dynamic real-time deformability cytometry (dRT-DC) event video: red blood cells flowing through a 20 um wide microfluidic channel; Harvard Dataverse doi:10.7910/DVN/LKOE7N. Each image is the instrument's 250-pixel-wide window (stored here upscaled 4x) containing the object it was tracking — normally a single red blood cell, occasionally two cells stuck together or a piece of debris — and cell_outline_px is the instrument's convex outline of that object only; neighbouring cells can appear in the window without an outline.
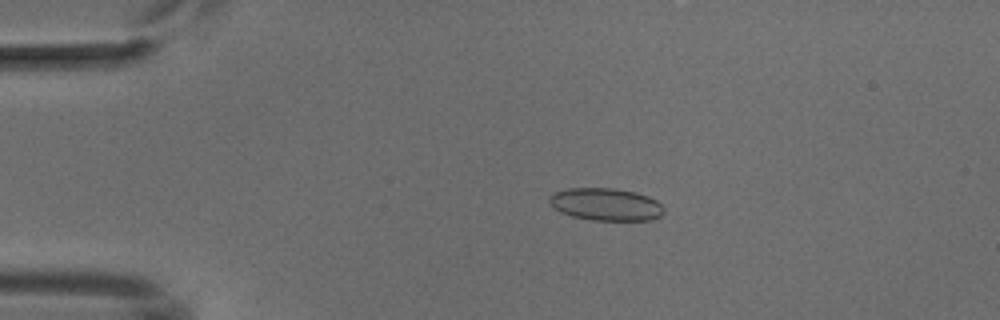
{"species": "common noctule bat (a hibernating species)", "species_latin": "Nyctalus noctula", "temperature_condition": "cold", "stored_images_in_passage": 6, "camera_frame_rate_fps": 3000, "um_per_image_px": 0.085, "animal": {"sex": "male", "body_mass_g": 18.8}, "frame": {"image": 1, "passage_image": 3, "time_ms": 2.333, "image_size_px": [1000, 320], "cell_outline_px": [[664, 212], [660, 216], [652, 220], [592, 220], [572, 216], [560, 212], [548, 200], [548, 196], [556, 192], [568, 188], [616, 188], [636, 192], [648, 196], [656, 200], [664, 208]], "centroid_in_image_um": [51.52, 17.36], "position_along_channel_um": 33.5, "area_um2": 21.68}}
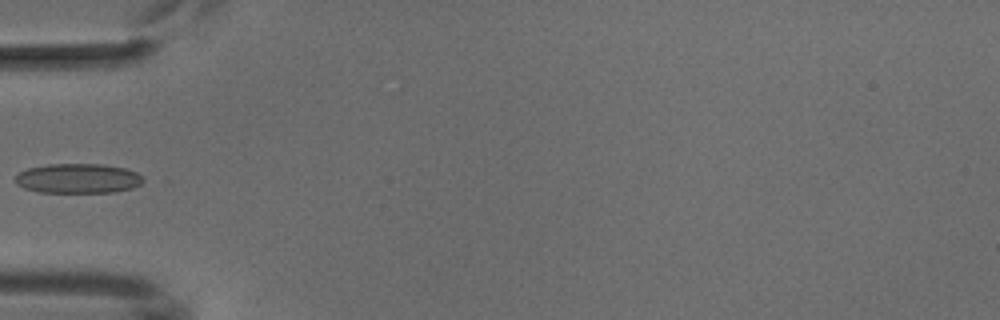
{"frame": {"image": 2, "passage_image": 5, "time_ms": 4.667, "image_size_px": [1000, 320], "cell_outline_px": [[144, 180], [140, 184], [132, 188], [112, 192], [40, 192], [24, 188], [16, 184], [16, 176], [20, 172], [28, 168], [48, 164], [104, 164], [124, 168], [136, 172]], "centroid_in_image_um": [6.62, 15.16], "position_along_channel_um": 78.4, "area_um2": 21.96}}
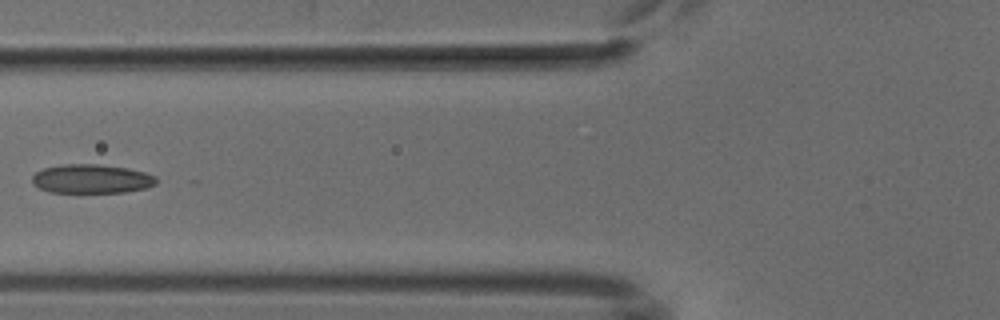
{"frame": {"image": 3, "passage_image": 6, "time_ms": 5.667, "image_size_px": [1000, 320], "cell_outline_px": [[156, 184], [144, 188], [124, 192], [48, 192], [32, 184], [32, 176], [36, 172], [44, 168], [60, 164], [100, 164], [128, 168], [144, 172], [156, 176]], "centroid_in_image_um": [7.76, 15.19], "position_along_channel_um": 118.0, "area_um2": 20.98}}